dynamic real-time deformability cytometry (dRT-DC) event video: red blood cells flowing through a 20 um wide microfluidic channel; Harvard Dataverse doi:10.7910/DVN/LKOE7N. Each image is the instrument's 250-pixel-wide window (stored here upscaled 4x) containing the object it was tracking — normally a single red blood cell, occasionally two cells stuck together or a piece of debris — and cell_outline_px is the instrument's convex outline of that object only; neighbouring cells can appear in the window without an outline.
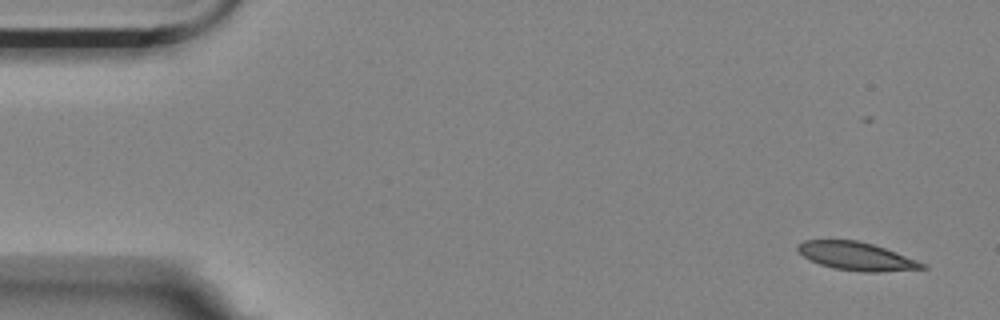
{"species": "Egyptian fruit bat (a non-hibernating species)", "species_latin": "Rousettus aegyptiacus", "temperature_condition": "room temperature", "stored_images_in_passage": 8, "camera_frame_rate_fps": 3000, "um_per_image_px": 0.085, "animal": {"sex": "female"}, "frame": {"image": 1, "passage_image": 1, "time_ms": 0.0, "image_size_px": [1000, 320], "cell_outline_px": [[928, 268], [880, 272], [864, 272], [832, 268], [820, 264], [804, 256], [796, 248], [796, 244], [804, 240], [856, 240], [872, 244], [884, 248], [916, 260], [924, 264]], "centroid_in_image_um": [72.77, 21.78], "position_along_channel_um": 12.2, "area_um2": 20.17}}
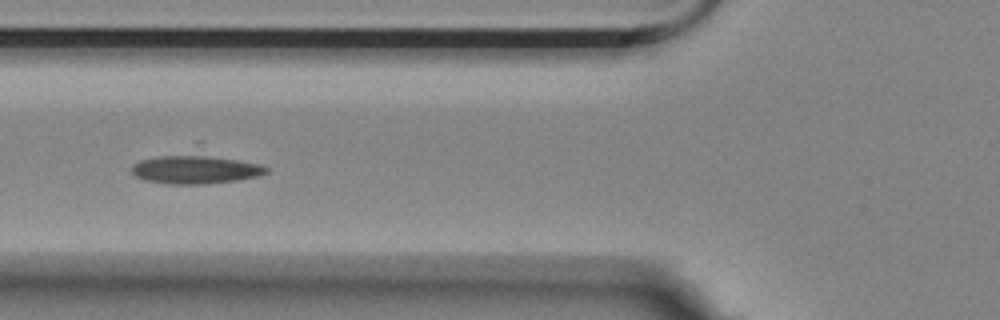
{"frame": {"image": 2, "passage_image": 6, "time_ms": 1.667, "image_size_px": [1000, 320], "cell_outline_px": [[268, 172], [260, 176], [236, 180], [204, 184], [168, 184], [144, 180], [136, 176], [132, 172], [132, 164], [140, 160], [156, 156], [192, 152], [196, 152], [260, 164], [268, 168]], "centroid_in_image_um": [16.59, 14.37], "position_along_channel_um": 109.2, "area_um2": 23.0}}
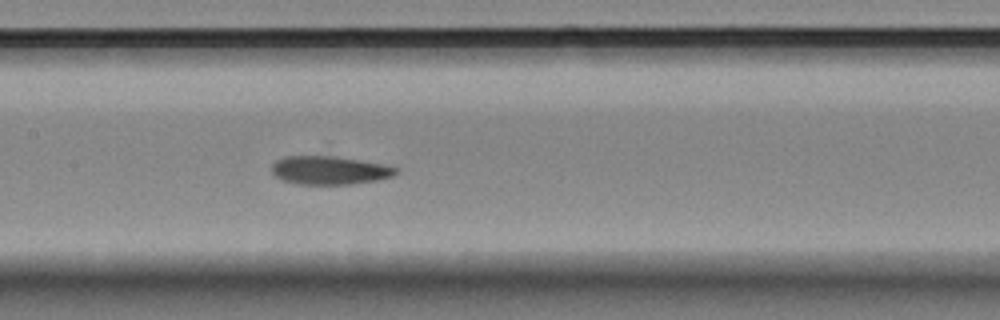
{"frame": {"image": 3, "passage_image": 8, "time_ms": 2.333, "image_size_px": [1000, 320], "cell_outline_px": [[400, 172], [392, 176], [376, 180], [352, 184], [300, 184], [280, 180], [272, 172], [272, 164], [276, 160], [284, 156], [336, 156], [384, 164], [400, 168]], "centroid_in_image_um": [28.03, 14.47], "position_along_channel_um": 179.4, "area_um2": 20.69}}